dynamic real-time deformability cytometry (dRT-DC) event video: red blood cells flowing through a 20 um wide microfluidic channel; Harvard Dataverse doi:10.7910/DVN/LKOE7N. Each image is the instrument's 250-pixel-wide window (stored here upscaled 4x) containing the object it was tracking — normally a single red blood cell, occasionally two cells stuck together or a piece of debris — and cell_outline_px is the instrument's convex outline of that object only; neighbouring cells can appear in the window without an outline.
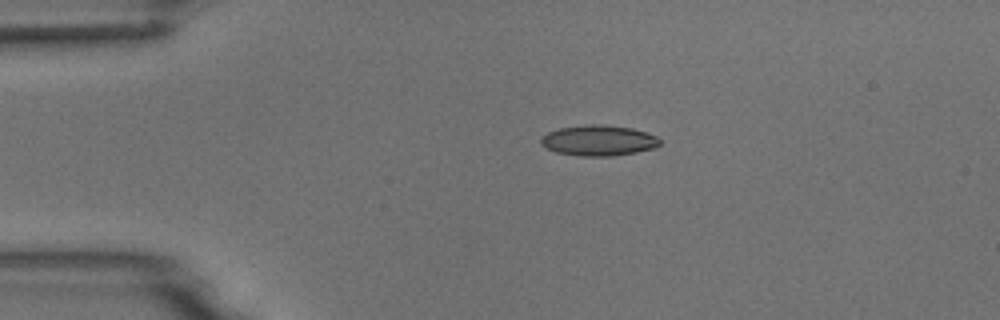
{"species": "common noctule bat (a hibernating species)", "species_latin": "Nyctalus noctula", "temperature_condition": "room temperature", "stored_images_in_passage": 30, "camera_frame_rate_fps": 3000, "um_per_image_px": 0.085, "animal": {"sex": "male", "body_mass_g": 18.8}, "frame": {"image": 1, "passage_image": 1, "time_ms": 0.0, "image_size_px": [1000, 320], "cell_outline_px": [[660, 144], [652, 148], [636, 152], [612, 156], [580, 156], [556, 152], [544, 148], [540, 144], [540, 136], [548, 132], [560, 128], [584, 124], [604, 124], [632, 128], [656, 136], [660, 140]], "centroid_in_image_um": [50.82, 11.93], "position_along_channel_um": 34.2, "area_um2": 21.33}}
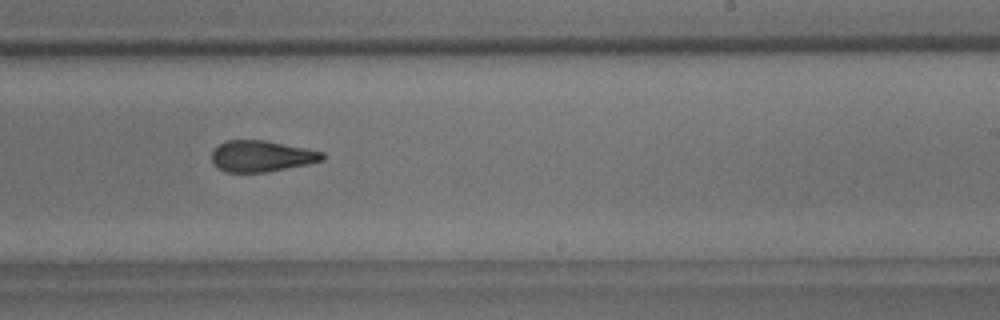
{"frame": {"image": 2, "passage_image": 23, "time_ms": 7.333, "image_size_px": [1000, 320], "cell_outline_px": [[324, 160], [308, 164], [268, 172], [224, 172], [216, 168], [212, 164], [212, 152], [220, 144], [228, 140], [264, 140], [324, 152]], "centroid_in_image_um": [22.21, 13.29], "position_along_channel_um": 266.8, "area_um2": 20.11}}
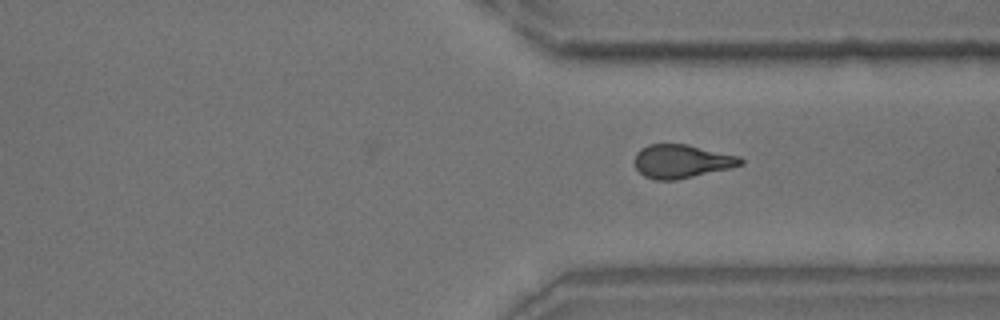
{"frame": {"image": 3, "passage_image": 30, "time_ms": 9.667, "image_size_px": [1000, 320], "cell_outline_px": [[744, 164], [728, 168], [676, 180], [656, 180], [644, 176], [636, 168], [632, 160], [636, 152], [640, 148], [648, 144], [688, 144], [740, 156], [744, 160]], "centroid_in_image_um": [57.9, 13.69], "position_along_channel_um": 353.5, "area_um2": 20.87}}